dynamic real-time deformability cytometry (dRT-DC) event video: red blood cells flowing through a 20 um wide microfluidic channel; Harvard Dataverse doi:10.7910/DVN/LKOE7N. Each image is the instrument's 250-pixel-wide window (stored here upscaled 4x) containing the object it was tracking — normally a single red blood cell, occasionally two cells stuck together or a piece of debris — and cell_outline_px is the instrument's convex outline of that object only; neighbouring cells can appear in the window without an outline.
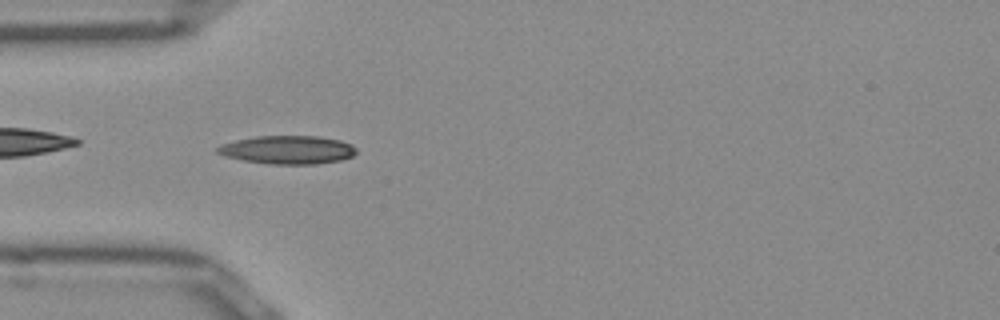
{"species": "Egyptian fruit bat (a non-hibernating species)", "species_latin": "Rousettus aegyptiacus", "temperature_condition": "room temperature", "stored_images_in_passage": 38, "camera_frame_rate_fps": 3000, "um_per_image_px": 0.085, "frame": {"image": 1, "passage_image": 2, "time_ms": 0.333, "image_size_px": [1000, 320], "cell_outline_px": [[356, 152], [352, 156], [340, 160], [316, 164], [268, 164], [244, 160], [224, 156], [216, 152], [216, 148], [220, 144], [236, 140], [256, 136], [320, 136], [340, 140], [352, 144], [356, 148]], "centroid_in_image_um": [24.45, 12.73], "position_along_channel_um": 60.6, "area_um2": 23.0}}
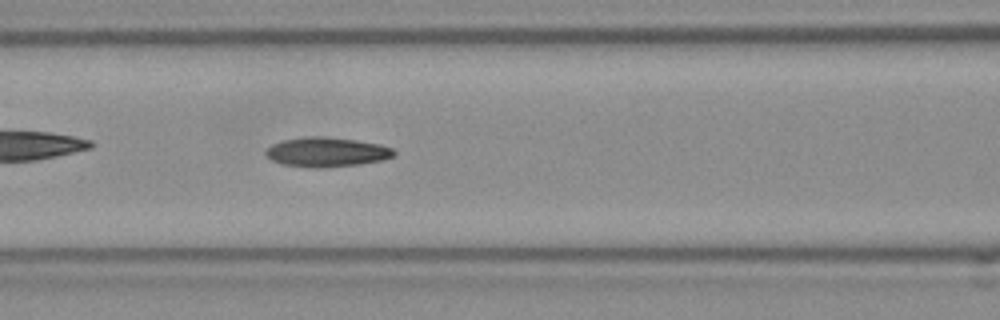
{"frame": {"image": 2, "passage_image": 8, "time_ms": 2.333, "image_size_px": [1000, 320], "cell_outline_px": [[396, 156], [380, 160], [360, 164], [320, 168], [312, 168], [284, 164], [272, 160], [264, 152], [272, 144], [284, 140], [308, 136], [324, 136], [356, 140], [380, 144], [392, 148], [396, 152]], "centroid_in_image_um": [27.79, 12.92], "position_along_channel_um": 138.8, "area_um2": 21.96}}
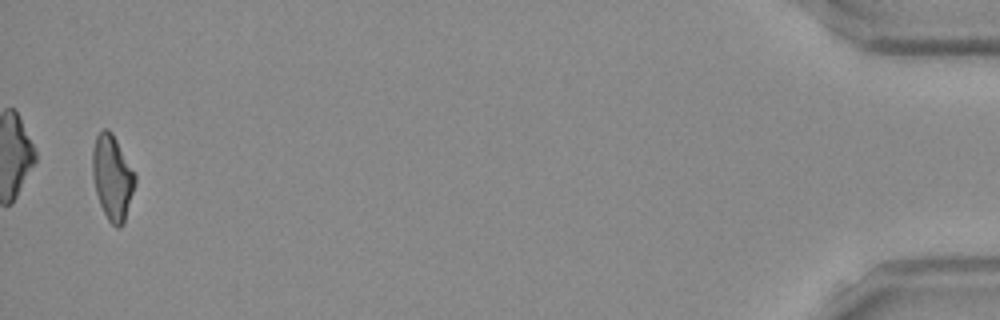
{"frame": {"image": 3, "passage_image": 37, "time_ms": 12.0, "image_size_px": [1000, 320], "cell_outline_px": [[136, 180], [124, 224], [120, 228], [116, 228], [108, 220], [100, 204], [96, 192], [92, 176], [92, 152], [96, 136], [104, 128], [108, 128], [112, 132], [136, 176]], "centroid_in_image_um": [9.54, 15.1], "position_along_channel_um": 425.7, "area_um2": 20.92}, "authors_computed_cell_mechanics": {"area_um2": 21.3282, "velocity_mm_per_s": 3.9311, "shape_relaxation_time_tau1_ms": null, "shape_relaxation_time_tau2_ms": 4.9472, "deformation_change_tau1": null, "deformation_change_tau2": 0.1419}}